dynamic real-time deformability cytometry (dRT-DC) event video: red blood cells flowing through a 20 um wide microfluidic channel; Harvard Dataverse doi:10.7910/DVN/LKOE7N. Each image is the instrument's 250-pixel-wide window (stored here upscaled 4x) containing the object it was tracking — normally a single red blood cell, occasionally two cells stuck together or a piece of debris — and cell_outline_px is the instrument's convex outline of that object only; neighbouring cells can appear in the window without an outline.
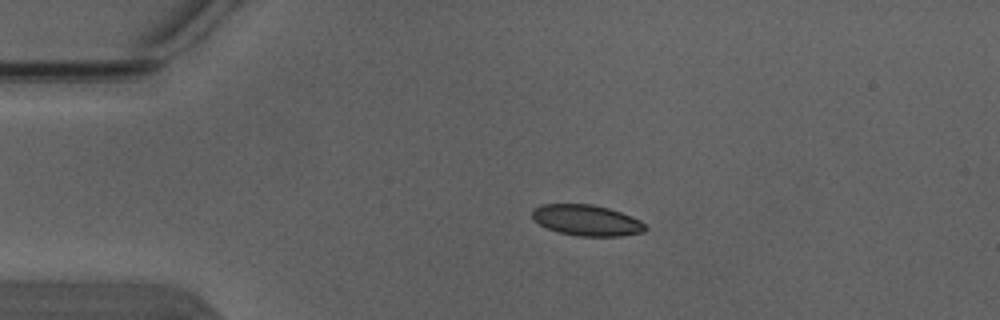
{"species": "Egyptian fruit bat (a non-hibernating species)", "species_latin": "Rousettus aegyptiacus", "temperature_condition": "warm", "stored_images_in_passage": 4, "segment_of_instrument_passage": [1, 2], "camera_frame_rate_fps": 3000, "um_per_image_px": 0.085, "animal": {"sex": "male"}, "frame": {"image": 1, "passage_image": 2, "time_ms": 0.333, "image_size_px": [1000, 320], "cell_outline_px": [[648, 228], [644, 232], [620, 236], [576, 236], [560, 232], [548, 228], [532, 220], [532, 208], [540, 204], [592, 204], [608, 208], [620, 212], [640, 220]], "centroid_in_image_um": [49.84, 18.72], "position_along_channel_um": 35.2, "area_um2": 20.4}}